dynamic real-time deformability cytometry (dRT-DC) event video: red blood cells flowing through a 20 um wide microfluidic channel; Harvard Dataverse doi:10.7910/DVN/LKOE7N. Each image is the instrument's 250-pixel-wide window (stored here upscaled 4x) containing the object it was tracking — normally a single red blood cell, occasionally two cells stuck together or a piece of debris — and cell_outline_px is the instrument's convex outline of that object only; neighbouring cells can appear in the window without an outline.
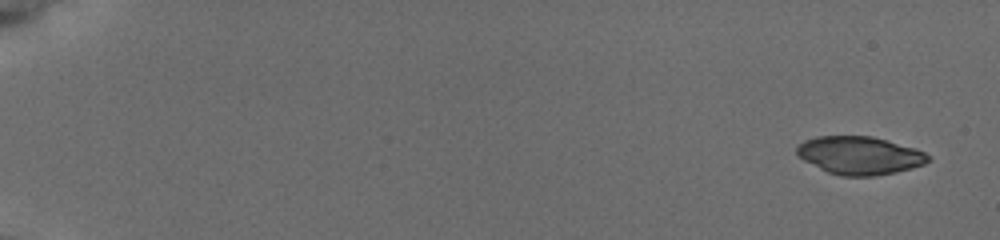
{"species": "common noctule bat (a hibernating species)", "species_latin": "Nyctalus noctula", "temperature_condition": "cold", "stored_images_in_passage": 15, "camera_frame_rate_fps": 3000, "um_per_image_px": 0.085, "animal": {"sex": "female", "body_mass_g": 19.5, "forearm_length_mm": 54.1}, "frame": {"image": 1, "passage_image": 1, "time_ms": 0.0, "image_size_px": [1000, 240], "cell_outline_px": [[928, 160], [924, 164], [896, 172], [872, 176], [840, 176], [828, 172], [804, 160], [796, 152], [796, 148], [804, 140], [816, 136], [872, 136], [888, 140], [924, 152], [928, 156]], "centroid_in_image_um": [73.04, 13.2], "position_along_channel_um": 12.0, "area_um2": 28.73}}
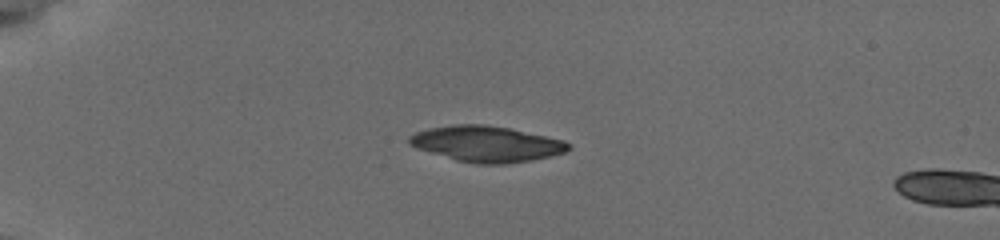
{"frame": {"image": 2, "passage_image": 13, "time_ms": 4.333, "image_size_px": [1000, 240], "cell_outline_px": [[572, 148], [564, 152], [532, 160], [508, 164], [476, 164], [456, 160], [408, 144], [408, 136], [416, 132], [432, 128], [452, 124], [484, 124], [508, 128], [564, 140], [572, 144]], "centroid_in_image_um": [41.38, 12.23], "position_along_channel_um": 43.6, "area_um2": 32.95}}